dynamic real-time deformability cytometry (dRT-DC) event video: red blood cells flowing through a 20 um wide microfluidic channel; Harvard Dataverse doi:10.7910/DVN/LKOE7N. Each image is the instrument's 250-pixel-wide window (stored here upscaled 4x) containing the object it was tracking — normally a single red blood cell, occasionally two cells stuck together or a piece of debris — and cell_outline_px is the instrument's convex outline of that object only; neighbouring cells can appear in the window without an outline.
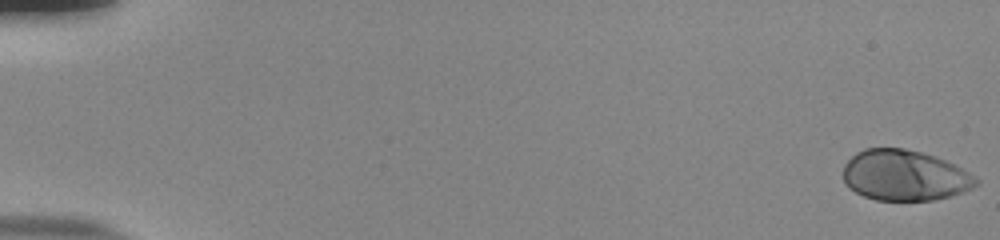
{"species": "human", "species_latin": "Homo sapiens", "temperature_condition": "room temperature", "stored_images_in_passage": 55, "camera_frame_rate_fps": 3000, "um_per_image_px": 0.085, "donor": {"sex": "male"}, "frame": {"image": 1, "passage_image": 1, "time_ms": 0.0, "image_size_px": [1000, 240], "cell_outline_px": [[980, 184], [964, 192], [932, 200], [876, 200], [864, 196], [848, 188], [844, 184], [844, 164], [856, 152], [864, 148], [904, 148], [936, 156], [976, 176], [980, 180]], "centroid_in_image_um": [76.89, 14.91], "position_along_channel_um": 8.1, "area_um2": 39.3}}
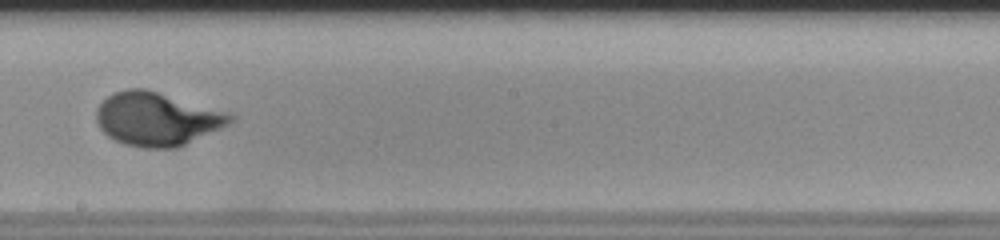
{"frame": {"image": 2, "passage_image": 33, "time_ms": 10.667, "image_size_px": [1000, 240], "cell_outline_px": [[236, 116], [228, 124], [220, 128], [176, 148], [144, 148], [124, 144], [108, 136], [100, 128], [96, 120], [96, 108], [112, 92], [128, 88], [144, 88], [232, 112]], "centroid_in_image_um": [13.35, 10.09], "position_along_channel_um": 234.9, "area_um2": 41.79}}
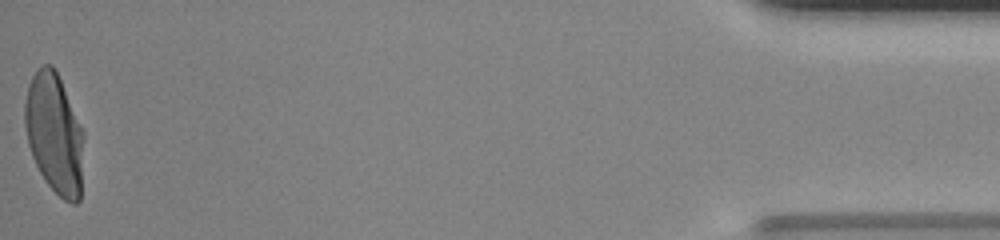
{"frame": {"image": 3, "passage_image": 55, "time_ms": 18.0, "image_size_px": [1000, 240], "cell_outline_px": [[84, 136], [80, 200], [76, 204], [72, 204], [64, 200], [44, 180], [32, 156], [28, 144], [24, 124], [24, 104], [28, 88], [32, 76], [44, 64], [52, 64], [60, 80], [84, 132]], "centroid_in_image_um": [4.62, 11.39], "position_along_channel_um": 430.6, "area_um2": 41.04}, "authors_computed_cell_mechanics": {"area_um2": 39.6508, "velocity_mm_per_s": 3.8293, "shape_relaxation_time_tau1_ms": 3.5518, "shape_relaxation_time_tau2_ms": null, "deformation_change_tau1": 0.2102, "deformation_change_tau2": null}}